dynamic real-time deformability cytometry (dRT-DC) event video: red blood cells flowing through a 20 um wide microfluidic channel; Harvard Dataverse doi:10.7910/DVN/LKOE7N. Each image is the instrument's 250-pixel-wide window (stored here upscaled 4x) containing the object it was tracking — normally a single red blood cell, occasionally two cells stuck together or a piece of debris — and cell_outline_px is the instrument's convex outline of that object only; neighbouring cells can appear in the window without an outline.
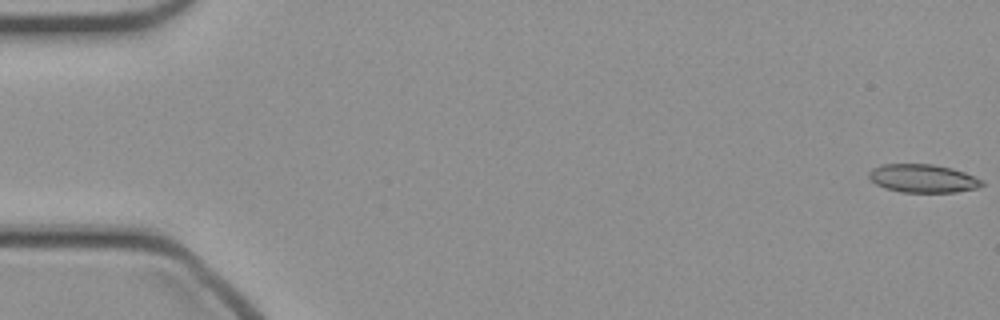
{"species": "common noctule bat (a hibernating species)", "species_latin": "Nyctalus noctula", "temperature_condition": "cold", "stored_images_in_passage": 48, "camera_frame_rate_fps": 3000, "um_per_image_px": 0.085, "animal": {"sex": "female", "body_mass_g": 21.9}, "frame": {"image": 1, "passage_image": 1, "time_ms": 0.0, "image_size_px": [1000, 320], "cell_outline_px": [[984, 184], [976, 188], [956, 192], [900, 192], [884, 188], [876, 184], [868, 176], [868, 172], [872, 168], [880, 164], [932, 164], [952, 168], [964, 172], [984, 180]], "centroid_in_image_um": [78.43, 15.16], "position_along_channel_um": 6.6, "area_um2": 18.73}}
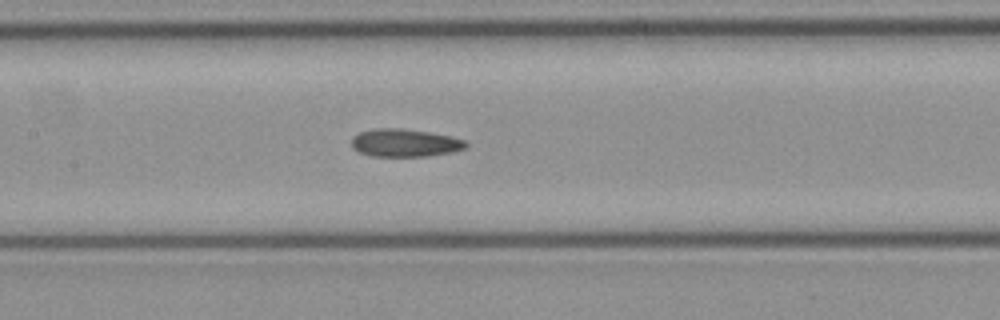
{"frame": {"image": 2, "passage_image": 23, "time_ms": 7.333, "image_size_px": [1000, 320], "cell_outline_px": [[468, 148], [452, 152], [428, 156], [372, 156], [360, 152], [352, 148], [352, 136], [360, 132], [372, 128], [400, 128], [428, 132], [452, 136], [464, 140], [468, 144]], "centroid_in_image_um": [34.42, 12.14], "position_along_channel_um": 173.0, "area_um2": 18.67}}
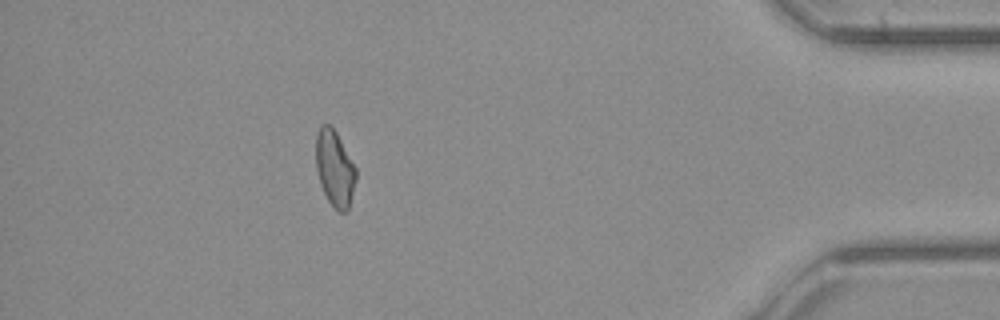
{"frame": {"image": 3, "passage_image": 43, "time_ms": 14.0, "image_size_px": [1000, 320], "cell_outline_px": [[356, 180], [348, 208], [344, 212], [340, 212], [328, 200], [320, 184], [316, 168], [316, 132], [320, 124], [332, 124], [356, 168]], "centroid_in_image_um": [28.43, 14.25], "position_along_channel_um": 406.8, "area_um2": 17.69}}